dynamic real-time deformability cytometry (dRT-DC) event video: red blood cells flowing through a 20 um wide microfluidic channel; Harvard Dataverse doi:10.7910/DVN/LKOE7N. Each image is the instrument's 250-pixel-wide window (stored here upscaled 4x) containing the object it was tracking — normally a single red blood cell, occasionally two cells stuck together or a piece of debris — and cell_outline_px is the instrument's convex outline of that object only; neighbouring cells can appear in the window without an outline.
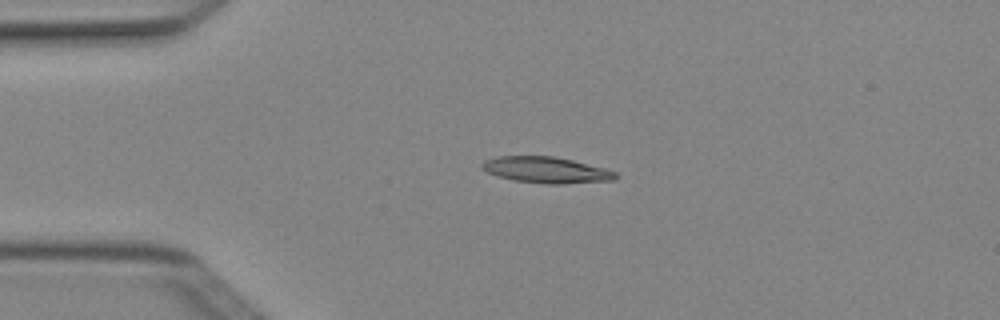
{"species": "Egyptian fruit bat (a non-hibernating species)", "species_latin": "Rousettus aegyptiacus", "temperature_condition": "cold", "stored_images_in_passage": 2, "camera_frame_rate_fps": 3000, "um_per_image_px": 0.085, "animal": {"sex": "female"}, "frame": {"image": 1, "passage_image": 1, "time_ms": 0.0, "image_size_px": [1000, 320], "cell_outline_px": [[620, 176], [616, 180], [564, 184], [548, 184], [512, 180], [496, 176], [480, 168], [480, 164], [484, 160], [496, 156], [556, 156], [604, 168], [616, 172]], "centroid_in_image_um": [46.42, 14.45], "position_along_channel_um": 38.6, "area_um2": 20.63}}